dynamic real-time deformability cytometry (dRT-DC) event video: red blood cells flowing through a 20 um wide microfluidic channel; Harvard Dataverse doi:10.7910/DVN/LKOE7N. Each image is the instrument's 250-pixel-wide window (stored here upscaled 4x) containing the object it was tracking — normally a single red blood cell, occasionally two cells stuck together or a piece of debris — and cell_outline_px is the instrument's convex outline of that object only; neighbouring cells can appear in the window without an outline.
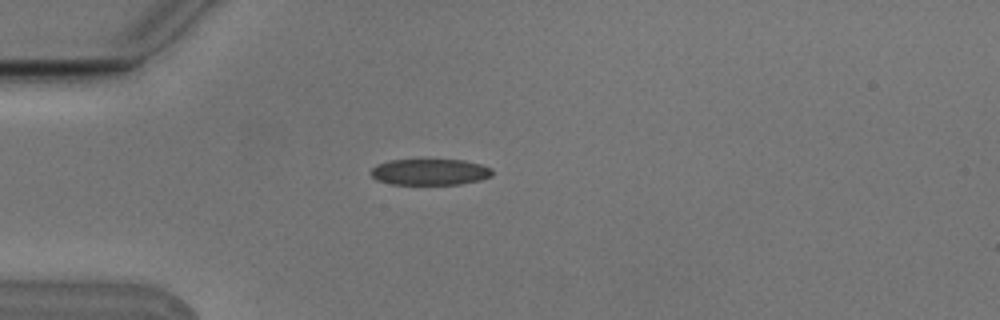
{"species": "Egyptian fruit bat (a non-hibernating species)", "species_latin": "Rousettus aegyptiacus", "temperature_condition": "cold", "stored_images_in_passage": 6, "camera_frame_rate_fps": 3000, "um_per_image_px": 0.085, "animal": {"sex": "male"}, "frame": {"image": 1, "passage_image": 3, "time_ms": 0.667, "image_size_px": [1000, 320], "cell_outline_px": [[492, 176], [480, 180], [460, 184], [392, 184], [376, 180], [368, 172], [376, 164], [388, 160], [464, 160], [480, 164], [492, 168]], "centroid_in_image_um": [36.52, 14.61], "position_along_channel_um": 48.5, "area_um2": 18.61}}
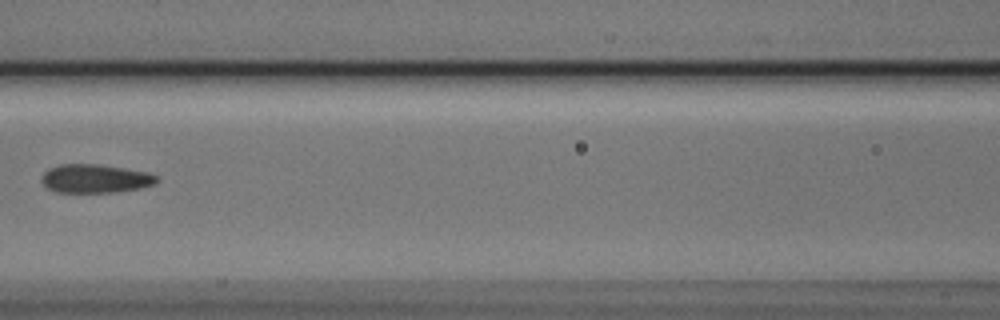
{"frame": {"image": 2, "passage_image": 6, "time_ms": 1.667, "image_size_px": [1000, 320], "cell_outline_px": [[160, 180], [156, 184], [116, 192], [56, 192], [48, 188], [40, 180], [40, 176], [48, 168], [60, 164], [96, 164], [124, 168], [148, 172], [156, 176]], "centroid_in_image_um": [8.07, 15.17], "position_along_channel_um": 158.5, "area_um2": 19.19}}